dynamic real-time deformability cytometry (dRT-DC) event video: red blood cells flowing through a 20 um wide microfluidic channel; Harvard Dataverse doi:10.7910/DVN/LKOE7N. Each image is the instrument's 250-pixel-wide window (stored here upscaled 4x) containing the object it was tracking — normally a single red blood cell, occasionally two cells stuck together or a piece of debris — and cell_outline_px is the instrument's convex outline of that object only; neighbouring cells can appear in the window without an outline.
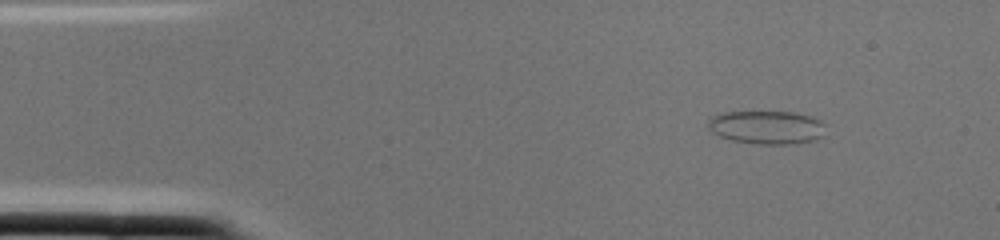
{"species": "common noctule bat (a hibernating species)", "species_latin": "Nyctalus noctula", "temperature_condition": "cold", "stored_images_in_passage": 1, "camera_frame_rate_fps": 3000, "um_per_image_px": 0.085, "animal": {"sex": "female", "body_mass_g": 22.0, "forearm_length_mm": 56.7}, "frame": {"image": 1, "passage_image": 1, "time_ms": 0.0, "image_size_px": [1000, 240], "cell_outline_px": [[824, 136], [816, 140], [792, 144], [756, 144], [732, 140], [720, 136], [712, 132], [708, 128], [708, 120], [712, 116], [724, 112], [792, 112], [812, 116], [820, 120], [824, 124]], "centroid_in_image_um": [65.19, 10.83], "position_along_channel_um": 19.8, "area_um2": 23.0}}